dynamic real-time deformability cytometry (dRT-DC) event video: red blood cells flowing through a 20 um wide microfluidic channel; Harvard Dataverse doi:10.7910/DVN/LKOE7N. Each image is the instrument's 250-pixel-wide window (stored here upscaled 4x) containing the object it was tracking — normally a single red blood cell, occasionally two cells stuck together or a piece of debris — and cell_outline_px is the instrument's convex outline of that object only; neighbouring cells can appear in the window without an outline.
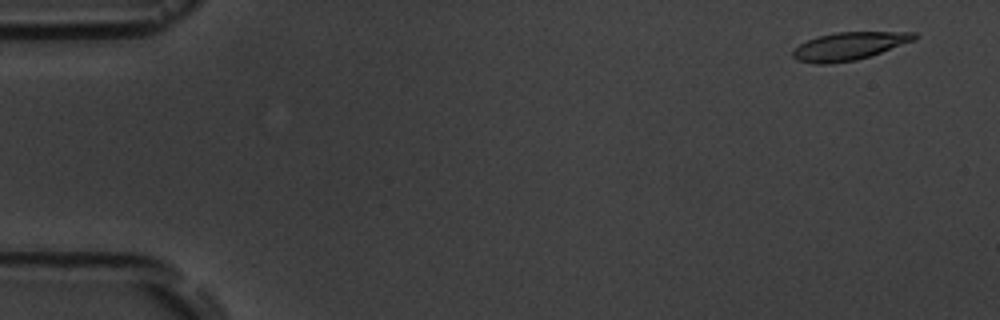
{"species": "common noctule bat (a hibernating species)", "species_latin": "Nyctalus noctula", "temperature_condition": "room temperature", "stored_images_in_passage": 5, "camera_frame_rate_fps": 3000, "um_per_image_px": 0.085, "animal": {"sex": "male", "body_mass_g": 19.5, "forearm_length_mm": 54.6}, "frame": {"image": 1, "passage_image": 1, "time_ms": 0.0, "image_size_px": [1000, 320], "cell_outline_px": [[920, 36], [916, 40], [856, 60], [828, 64], [816, 64], [796, 60], [792, 56], [792, 48], [816, 36], [836, 32], [916, 32]], "centroid_in_image_um": [72.15, 3.91], "position_along_channel_um": 12.8, "area_um2": 19.83}}
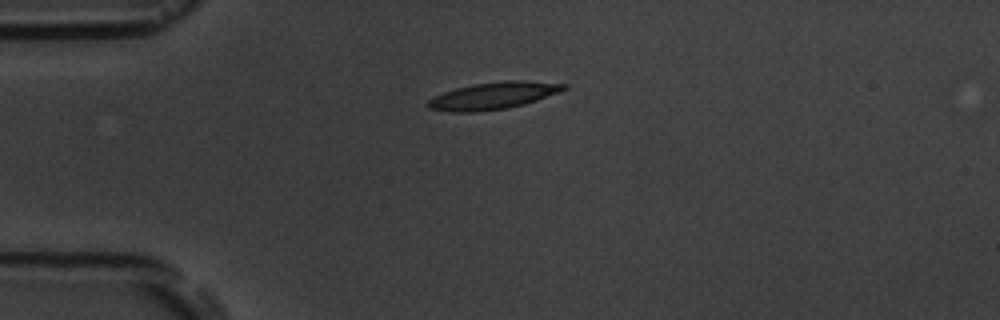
{"frame": {"image": 2, "passage_image": 4, "time_ms": 3.667, "image_size_px": [1000, 320], "cell_outline_px": [[568, 88], [560, 92], [524, 104], [508, 108], [476, 112], [452, 112], [428, 108], [424, 104], [432, 96], [456, 88], [472, 84], [504, 80], [524, 80], [568, 84]], "centroid_in_image_um": [41.91, 8.13], "position_along_channel_um": 43.1, "area_um2": 21.68}}